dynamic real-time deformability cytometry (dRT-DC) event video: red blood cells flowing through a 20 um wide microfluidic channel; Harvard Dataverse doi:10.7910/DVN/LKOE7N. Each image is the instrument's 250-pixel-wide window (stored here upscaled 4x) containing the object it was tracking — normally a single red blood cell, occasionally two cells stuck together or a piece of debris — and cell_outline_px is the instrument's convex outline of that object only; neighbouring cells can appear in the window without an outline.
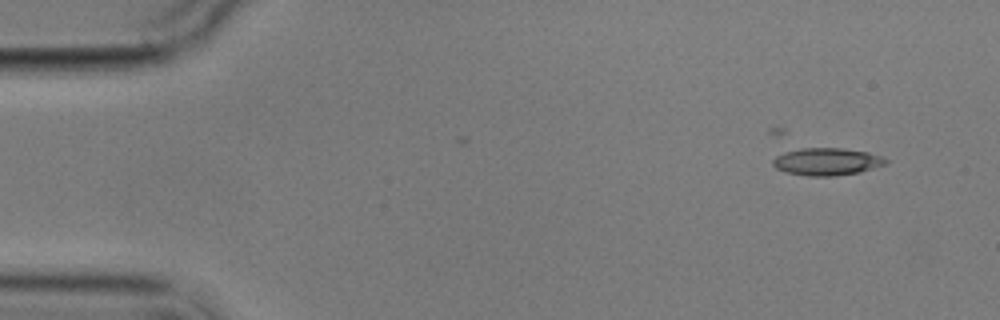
{"species": "common noctule bat (a hibernating species)", "species_latin": "Nyctalus noctula", "temperature_condition": "cold", "stored_images_in_passage": 5, "camera_frame_rate_fps": 3000, "um_per_image_px": 0.085, "animal": {"sex": "male", "body_mass_g": 17.9}, "frame": {"image": 1, "passage_image": 1, "time_ms": 0.0, "image_size_px": [1000, 320], "cell_outline_px": [[888, 160], [884, 164], [860, 172], [836, 176], [808, 176], [788, 172], [776, 168], [772, 164], [772, 160], [776, 156], [784, 152], [800, 148], [840, 148], [868, 152], [884, 156]], "centroid_in_image_um": [70.28, 13.73], "position_along_channel_um": 14.7, "area_um2": 17.98}}
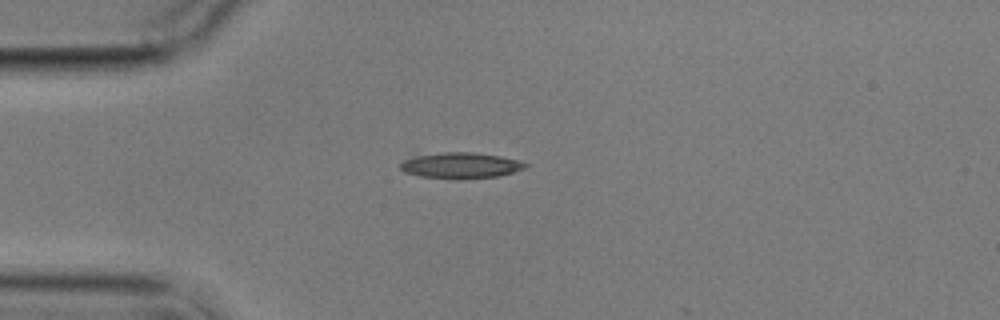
{"frame": {"image": 2, "passage_image": 4, "time_ms": 3.333, "image_size_px": [1000, 320], "cell_outline_px": [[528, 168], [500, 176], [420, 176], [404, 172], [400, 168], [400, 164], [404, 160], [416, 156], [444, 152], [476, 152], [500, 156], [520, 160], [528, 164]], "centroid_in_image_um": [39.23, 14.01], "position_along_channel_um": 45.8, "area_um2": 17.98}}
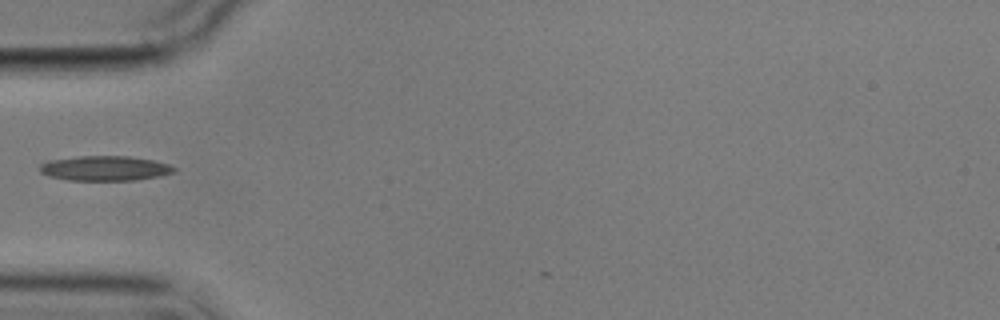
{"frame": {"image": 3, "passage_image": 5, "time_ms": 4.667, "image_size_px": [1000, 320], "cell_outline_px": [[176, 168], [172, 172], [156, 176], [136, 180], [68, 180], [48, 176], [40, 172], [40, 164], [48, 160], [80, 156], [128, 156], [152, 160], [168, 164]], "centroid_in_image_um": [8.85, 14.3], "position_along_channel_um": 76.1, "area_um2": 19.25}}